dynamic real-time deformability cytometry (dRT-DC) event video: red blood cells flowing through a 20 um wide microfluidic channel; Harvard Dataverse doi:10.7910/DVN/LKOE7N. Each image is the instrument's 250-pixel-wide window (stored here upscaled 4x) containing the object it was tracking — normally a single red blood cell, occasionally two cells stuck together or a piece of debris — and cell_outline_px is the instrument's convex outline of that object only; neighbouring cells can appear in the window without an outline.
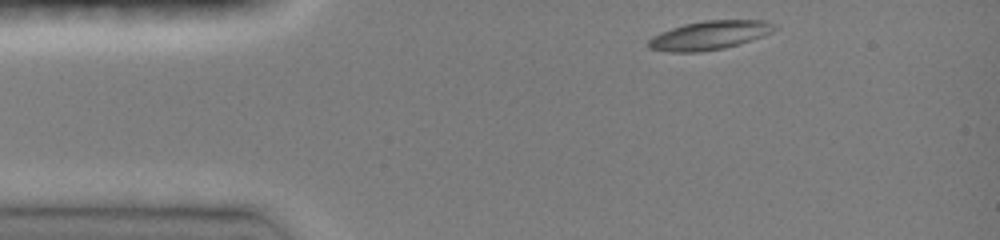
{"species": "common noctule bat (a hibernating species)", "species_latin": "Nyctalus noctula", "temperature_condition": "room temperature", "stored_images_in_passage": 14, "camera_frame_rate_fps": 3000, "um_per_image_px": 0.085, "animal": {"sex": "female", "body_mass_g": 19.0, "forearm_length_mm": 51.5}, "frame": {"image": 1, "passage_image": 1, "time_ms": 0.0, "image_size_px": [1000, 240], "cell_outline_px": [[776, 28], [772, 32], [764, 36], [724, 48], [700, 52], [668, 52], [648, 48], [648, 40], [660, 32], [684, 24], [704, 20], [764, 20], [776, 24]], "centroid_in_image_um": [60.31, 3.0], "position_along_channel_um": 24.7, "area_um2": 21.15}}
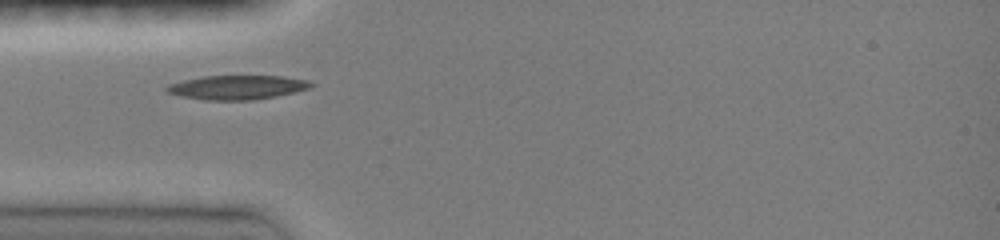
{"frame": {"image": 2, "passage_image": 7, "time_ms": 2.0, "image_size_px": [1000, 240], "cell_outline_px": [[316, 84], [308, 88], [276, 96], [252, 100], [204, 100], [184, 96], [168, 92], [164, 88], [168, 84], [184, 80], [204, 76], [280, 76], [308, 80]], "centroid_in_image_um": [20.16, 7.42], "position_along_channel_um": 64.8, "area_um2": 20.06}}
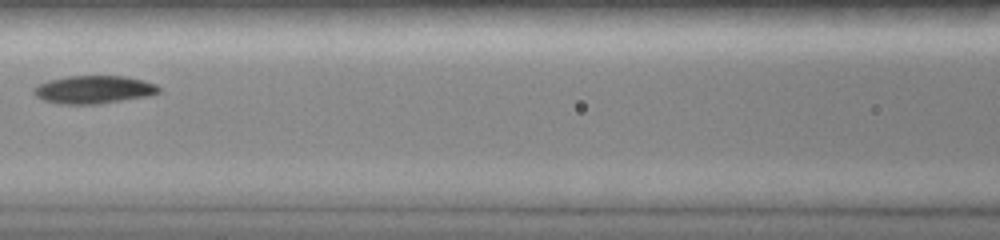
{"frame": {"image": 3, "passage_image": 12, "time_ms": 3.667, "image_size_px": [1000, 240], "cell_outline_px": [[160, 92], [148, 96], [96, 104], [60, 104], [44, 100], [36, 96], [32, 92], [36, 84], [48, 80], [68, 76], [124, 76], [144, 80], [156, 84], [160, 88]], "centroid_in_image_um": [7.95, 7.61], "position_along_channel_um": 158.7, "area_um2": 20.4}}